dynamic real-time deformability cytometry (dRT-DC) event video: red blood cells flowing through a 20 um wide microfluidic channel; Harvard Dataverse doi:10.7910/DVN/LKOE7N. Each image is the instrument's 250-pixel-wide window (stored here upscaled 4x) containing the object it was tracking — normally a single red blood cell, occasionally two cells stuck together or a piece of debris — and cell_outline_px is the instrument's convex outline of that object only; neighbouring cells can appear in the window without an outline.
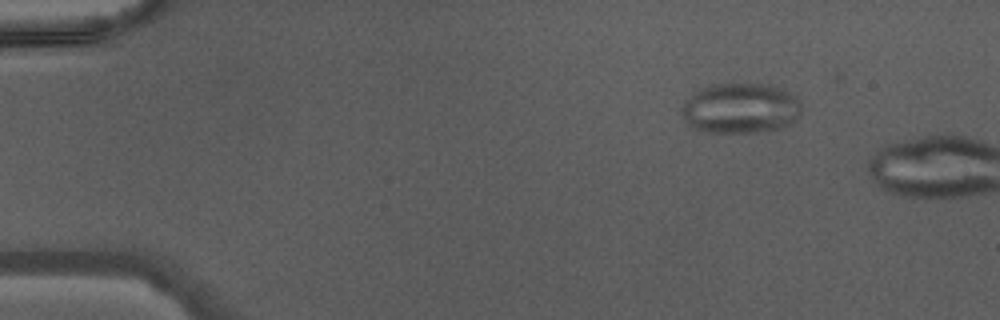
{"species": "Egyptian fruit bat (a non-hibernating species)", "species_latin": "Rousettus aegyptiacus", "temperature_condition": "warm", "stored_images_in_passage": 10, "camera_frame_rate_fps": 3000, "um_per_image_px": 0.085, "animal": {"sex": "male"}, "frame": {"image": 1, "passage_image": 7, "time_ms": 2.0, "image_size_px": [1000, 320], "cell_outline_px": [[800, 112], [788, 124], [780, 128], [756, 132], [704, 132], [692, 128], [684, 120], [680, 112], [680, 108], [692, 92], [700, 88], [712, 84], [772, 84], [784, 88], [796, 96], [800, 100]], "centroid_in_image_um": [62.9, 9.18], "position_along_channel_um": 22.1, "area_um2": 35.43}}